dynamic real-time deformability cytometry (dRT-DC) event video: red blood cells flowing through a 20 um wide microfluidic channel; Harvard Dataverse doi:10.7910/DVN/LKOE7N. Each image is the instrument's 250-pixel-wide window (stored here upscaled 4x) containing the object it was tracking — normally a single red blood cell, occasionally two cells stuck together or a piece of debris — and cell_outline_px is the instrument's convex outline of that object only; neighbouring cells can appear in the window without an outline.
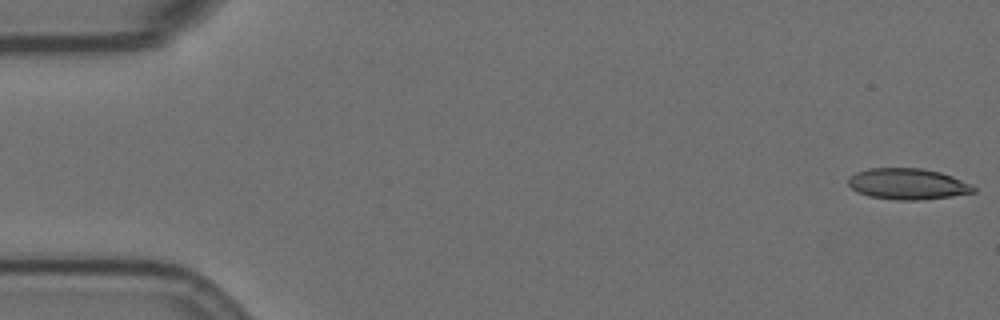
{"species": "Egyptian fruit bat (a non-hibernating species)", "species_latin": "Rousettus aegyptiacus", "temperature_condition": "room temperature", "stored_images_in_passage": 13, "camera_frame_rate_fps": 3000, "um_per_image_px": 0.085, "animal": {"sex": "female"}, "frame": {"image": 1, "passage_image": 1, "time_ms": 0.0, "image_size_px": [1000, 320], "cell_outline_px": [[976, 192], [952, 196], [920, 200], [896, 200], [868, 196], [856, 192], [848, 184], [848, 176], [856, 172], [868, 168], [920, 168], [940, 172], [952, 176], [976, 188]], "centroid_in_image_um": [77.1, 15.64], "position_along_channel_um": 7.9, "area_um2": 22.72}}